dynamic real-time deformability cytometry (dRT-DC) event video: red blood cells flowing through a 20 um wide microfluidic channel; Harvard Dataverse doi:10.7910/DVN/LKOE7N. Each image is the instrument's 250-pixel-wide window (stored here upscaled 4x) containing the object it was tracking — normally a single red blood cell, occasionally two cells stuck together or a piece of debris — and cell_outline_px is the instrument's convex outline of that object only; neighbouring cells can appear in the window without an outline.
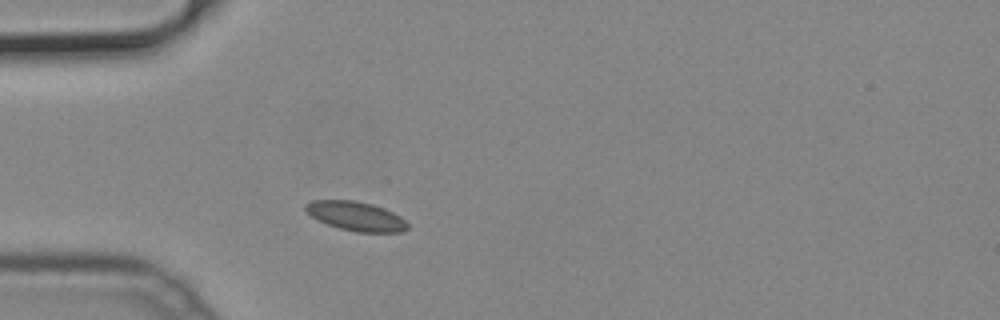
{"species": "common noctule bat (a hibernating species)", "species_latin": "Nyctalus noctula", "temperature_condition": "cold", "stored_images_in_passage": 37, "camera_frame_rate_fps": 3000, "um_per_image_px": 0.085, "animal": {"sex": "male", "body_mass_g": 19.2, "forearm_length_mm": 51.8}, "frame": {"image": 1, "passage_image": 7, "time_ms": 2.0, "image_size_px": [1000, 320], "cell_outline_px": [[408, 228], [400, 232], [356, 232], [340, 228], [328, 224], [312, 216], [304, 208], [304, 204], [312, 200], [352, 200], [372, 204], [384, 208], [400, 216], [408, 224]], "centroid_in_image_um": [30.26, 18.36], "position_along_channel_um": 54.7, "area_um2": 17.17}}
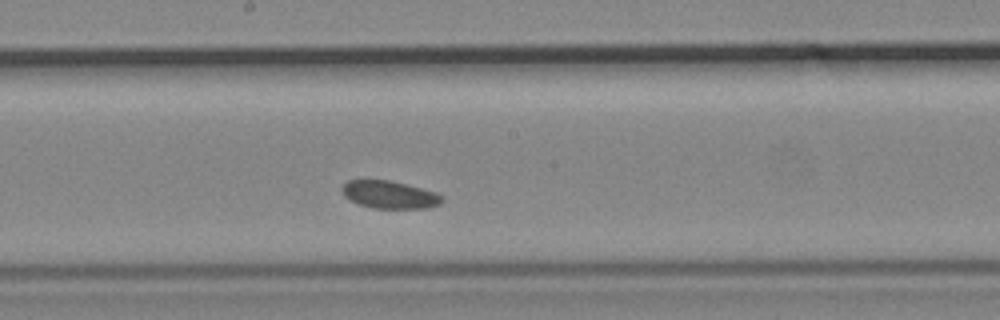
{"frame": {"image": 2, "passage_image": 20, "time_ms": 6.333, "image_size_px": [1000, 320], "cell_outline_px": [[444, 200], [440, 204], [428, 208], [372, 208], [360, 204], [344, 196], [340, 188], [348, 180], [388, 180], [436, 192], [444, 196]], "centroid_in_image_um": [33.13, 16.55], "position_along_channel_um": 215.1, "area_um2": 16.01}}
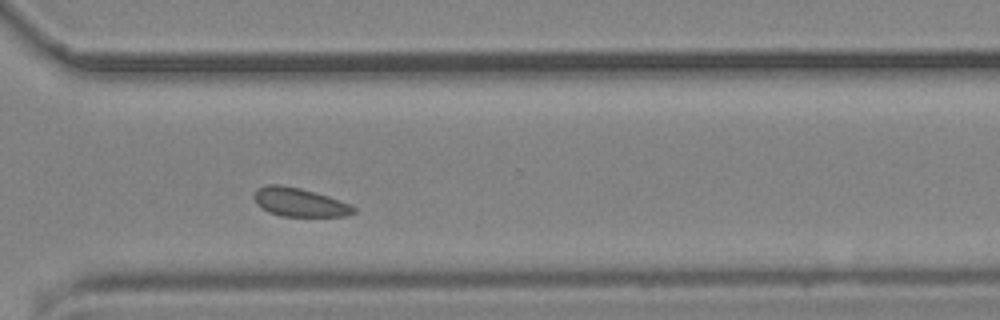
{"frame": {"image": 3, "passage_image": 30, "time_ms": 9.667, "image_size_px": [1000, 320], "cell_outline_px": [[356, 212], [344, 216], [280, 216], [268, 212], [256, 204], [252, 196], [256, 188], [268, 184], [280, 184], [300, 188], [316, 192], [328, 196], [348, 204], [356, 208]], "centroid_in_image_um": [25.39, 17.18], "position_along_channel_um": 345.2, "area_um2": 16.7}}